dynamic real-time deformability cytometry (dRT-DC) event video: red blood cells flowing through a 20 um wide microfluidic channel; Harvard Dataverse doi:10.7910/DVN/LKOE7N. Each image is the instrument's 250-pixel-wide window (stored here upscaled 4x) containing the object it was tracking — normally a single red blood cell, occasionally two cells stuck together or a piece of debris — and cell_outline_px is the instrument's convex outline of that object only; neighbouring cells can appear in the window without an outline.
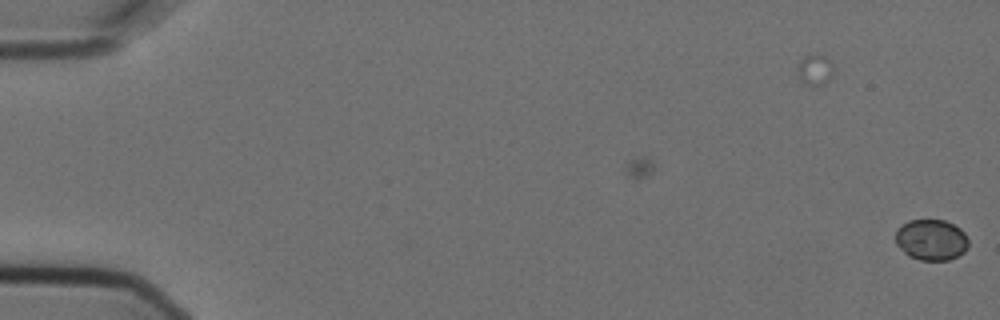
{"species": "Egyptian fruit bat (a non-hibernating species)", "species_latin": "Rousettus aegyptiacus", "temperature_condition": "cold", "stored_images_in_passage": 3, "camera_frame_rate_fps": 3000, "um_per_image_px": 0.085, "animal": {"sex": "female"}, "frame": {"image": 1, "passage_image": 3, "time_ms": 0.667, "image_size_px": [1000, 320], "cell_outline_px": [[968, 248], [964, 252], [948, 260], [920, 260], [908, 256], [896, 244], [896, 228], [908, 220], [944, 220], [960, 228], [964, 232], [968, 240]], "centroid_in_image_um": [79.14, 20.38], "position_along_channel_um": 5.9, "area_um2": 17.46}}